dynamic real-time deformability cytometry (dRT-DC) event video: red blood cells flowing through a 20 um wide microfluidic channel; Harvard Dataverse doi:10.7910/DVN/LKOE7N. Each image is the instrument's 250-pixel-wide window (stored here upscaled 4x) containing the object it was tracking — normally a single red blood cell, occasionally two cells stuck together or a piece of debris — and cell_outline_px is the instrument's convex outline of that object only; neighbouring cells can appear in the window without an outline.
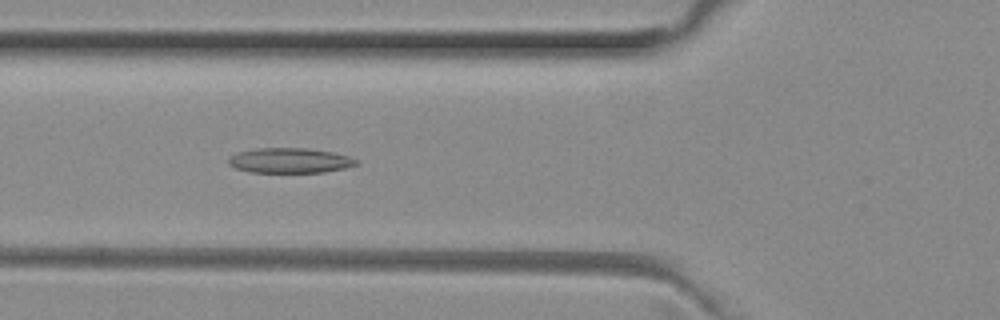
{"species": "common noctule bat (a hibernating species)", "species_latin": "Nyctalus noctula", "temperature_condition": "room temperature", "stored_images_in_passage": 36, "camera_frame_rate_fps": 3000, "um_per_image_px": 0.085, "animal": {"sex": "female", "body_mass_g": 29.2, "forearm_length_mm": 56.3}, "frame": {"image": 1, "passage_image": 3, "time_ms": 0.667, "image_size_px": [1000, 320], "cell_outline_px": [[360, 164], [344, 168], [324, 172], [248, 172], [236, 168], [228, 164], [228, 156], [236, 152], [260, 148], [308, 148], [332, 152], [348, 156], [360, 160]], "centroid_in_image_um": [24.63, 13.64], "position_along_channel_um": 101.2, "area_um2": 18.79}}
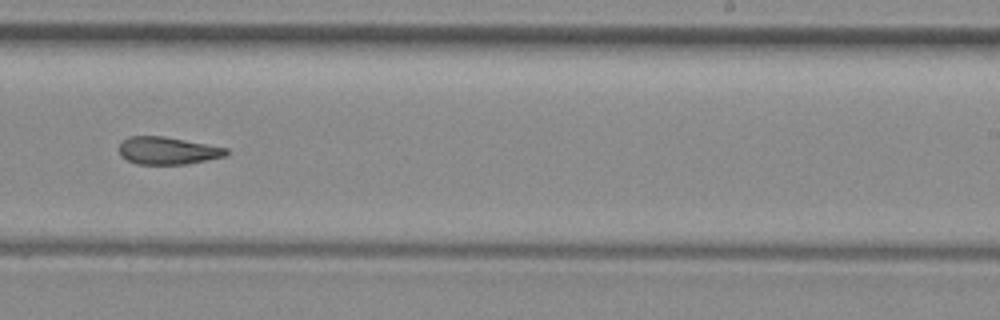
{"frame": {"image": 2, "passage_image": 16, "time_ms": 5.0, "image_size_px": [1000, 320], "cell_outline_px": [[228, 156], [184, 164], [136, 164], [120, 156], [120, 140], [128, 136], [164, 136], [208, 144], [228, 148]], "centroid_in_image_um": [14.25, 12.79], "position_along_channel_um": 274.8, "area_um2": 17.28}}
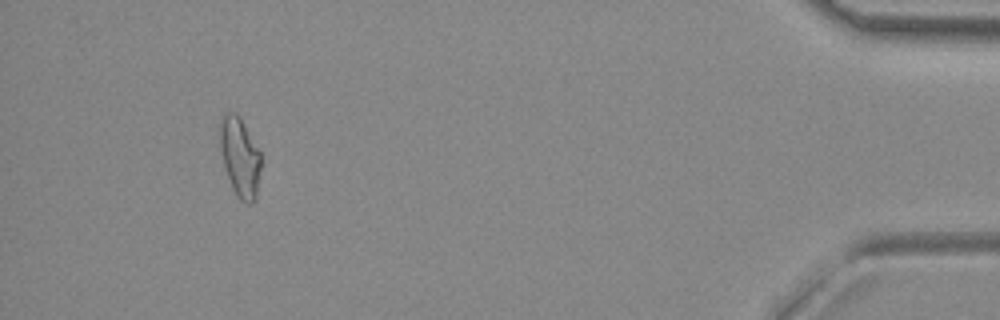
{"frame": {"image": 3, "passage_image": 32, "time_ms": 10.333, "image_size_px": [1000, 320], "cell_outline_px": [[260, 168], [256, 196], [252, 204], [248, 204], [240, 200], [236, 196], [232, 188], [220, 152], [220, 124], [224, 112], [236, 112], [240, 116], [260, 152]], "centroid_in_image_um": [20.38, 13.34], "position_along_channel_um": 414.8, "area_um2": 18.84}}